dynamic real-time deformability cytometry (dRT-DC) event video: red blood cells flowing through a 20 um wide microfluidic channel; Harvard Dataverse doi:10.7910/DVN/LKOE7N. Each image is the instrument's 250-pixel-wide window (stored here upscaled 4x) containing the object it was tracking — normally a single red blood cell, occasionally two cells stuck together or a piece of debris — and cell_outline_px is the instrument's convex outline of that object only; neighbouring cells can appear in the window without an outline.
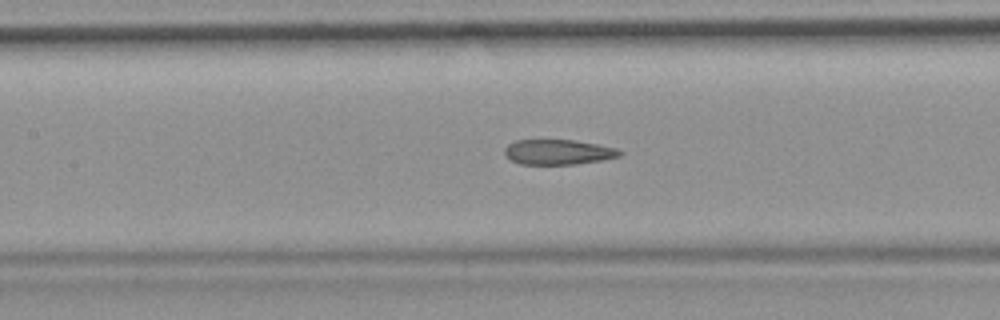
{"species": "common noctule bat (a hibernating species)", "species_latin": "Nyctalus noctula", "temperature_condition": "room temperature", "stored_images_in_passage": 51, "camera_frame_rate_fps": 3000, "um_per_image_px": 0.085, "animal": {"sex": "female", "body_mass_g": 19.9}, "frame": {"image": 1, "passage_image": 22, "time_ms": 7.0, "image_size_px": [1000, 320], "cell_outline_px": [[624, 152], [620, 156], [600, 160], [576, 164], [520, 164], [504, 156], [504, 148], [508, 144], [516, 140], [576, 140], [616, 148]], "centroid_in_image_um": [47.42, 12.92], "position_along_channel_um": 160.0, "area_um2": 16.82}, "authors_computed_cell_mechanics": {"area_um2": 18.5538, "velocity_mm_per_s": 3.7736, "shape_relaxation_time_tau1_ms": null, "shape_relaxation_time_tau2_ms": 2.0179, "deformation_change_tau1": null, "deformation_change_tau2": 0.0881}}